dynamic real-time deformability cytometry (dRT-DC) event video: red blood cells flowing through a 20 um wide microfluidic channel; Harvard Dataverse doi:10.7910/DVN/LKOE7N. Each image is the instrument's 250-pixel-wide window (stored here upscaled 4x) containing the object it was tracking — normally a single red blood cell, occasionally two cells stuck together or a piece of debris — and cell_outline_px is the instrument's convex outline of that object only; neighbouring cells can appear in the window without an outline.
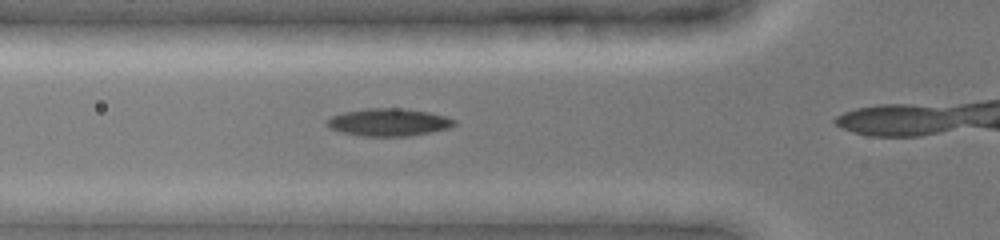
{"species": "common noctule bat (a hibernating species)", "species_latin": "Nyctalus noctula", "temperature_condition": "cold", "stored_images_in_passage": 14, "camera_frame_rate_fps": 3000, "um_per_image_px": 0.085, "animal": {"sex": "female", "body_mass_g": 19.0, "forearm_length_mm": 51.5}, "frame": {"image": 1, "passage_image": 10, "time_ms": 3.0, "image_size_px": [1000, 240], "cell_outline_px": [[456, 124], [448, 128], [408, 136], [360, 136], [340, 132], [332, 128], [324, 120], [332, 116], [344, 112], [364, 108], [400, 108], [428, 112], [444, 116], [456, 120]], "centroid_in_image_um": [33.0, 10.39], "position_along_channel_um": 92.8, "area_um2": 20.29}}